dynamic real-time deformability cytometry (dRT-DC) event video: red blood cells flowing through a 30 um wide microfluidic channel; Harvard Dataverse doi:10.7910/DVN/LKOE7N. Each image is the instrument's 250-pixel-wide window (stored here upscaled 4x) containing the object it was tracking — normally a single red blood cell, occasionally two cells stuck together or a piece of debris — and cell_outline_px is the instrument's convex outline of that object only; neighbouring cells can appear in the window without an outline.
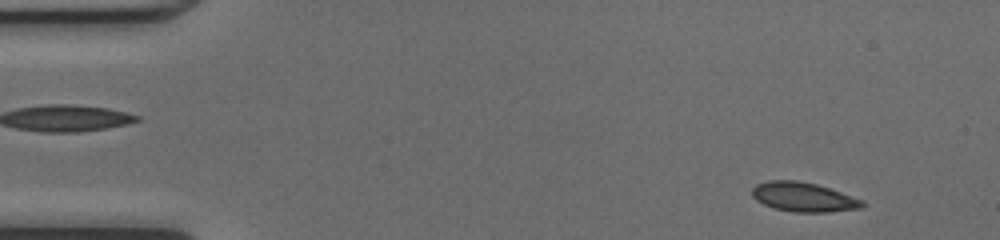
{"species": "common noctule bat (a hibernating species)", "species_latin": "Nyctalus noctula", "temperature_condition": "cold", "stored_images_in_passage": 48, "camera_frame_rate_fps": 3000, "um_per_image_px": 0.085, "animal": {"sex": "female", "body_mass_g": 17.0, "forearm_length_mm": 48.0}, "frame": {"image": 1, "passage_image": 4, "time_ms": 1.0, "image_size_px": [1000, 240], "cell_outline_px": [[864, 208], [828, 212], [796, 212], [772, 208], [756, 200], [752, 196], [752, 188], [756, 184], [768, 180], [796, 180], [816, 184], [864, 200]], "centroid_in_image_um": [68.29, 16.75], "position_along_channel_um": 16.7, "area_um2": 18.9}}
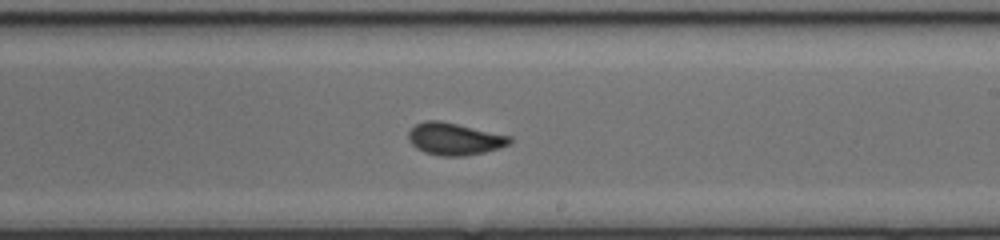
{"frame": {"image": 2, "passage_image": 28, "time_ms": 9.0, "image_size_px": [1000, 240], "cell_outline_px": [[512, 140], [508, 144], [500, 148], [484, 152], [464, 156], [440, 156], [424, 152], [416, 148], [408, 140], [408, 132], [416, 124], [424, 120], [440, 120], [512, 136]], "centroid_in_image_um": [38.62, 11.8], "position_along_channel_um": 250.4, "area_um2": 19.07}}
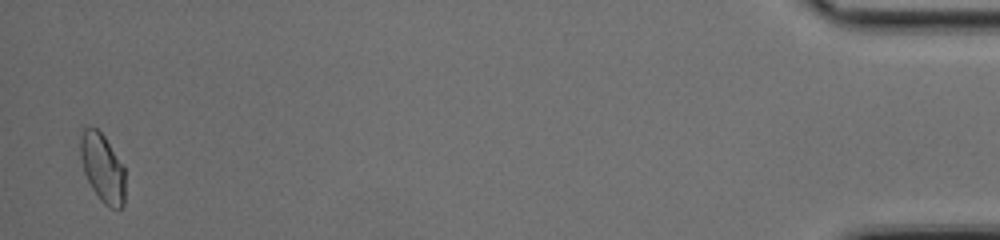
{"frame": {"image": 3, "passage_image": 47, "time_ms": 15.333, "image_size_px": [1000, 240], "cell_outline_px": [[124, 204], [116, 212], [108, 208], [100, 200], [92, 188], [84, 172], [80, 156], [80, 136], [84, 128], [96, 128], [104, 136], [124, 164]], "centroid_in_image_um": [8.73, 14.31], "position_along_channel_um": 426.5, "area_um2": 18.09}, "authors_computed_cell_mechanics": {"area_um2": 18.6405, "velocity_mm_per_s": 4.2676, "shape_relaxation_time_tau1_ms": 8.7041, "shape_relaxation_time_tau2_ms": null, "deformation_change_tau1": 0.1921, "deformation_change_tau2": null}}